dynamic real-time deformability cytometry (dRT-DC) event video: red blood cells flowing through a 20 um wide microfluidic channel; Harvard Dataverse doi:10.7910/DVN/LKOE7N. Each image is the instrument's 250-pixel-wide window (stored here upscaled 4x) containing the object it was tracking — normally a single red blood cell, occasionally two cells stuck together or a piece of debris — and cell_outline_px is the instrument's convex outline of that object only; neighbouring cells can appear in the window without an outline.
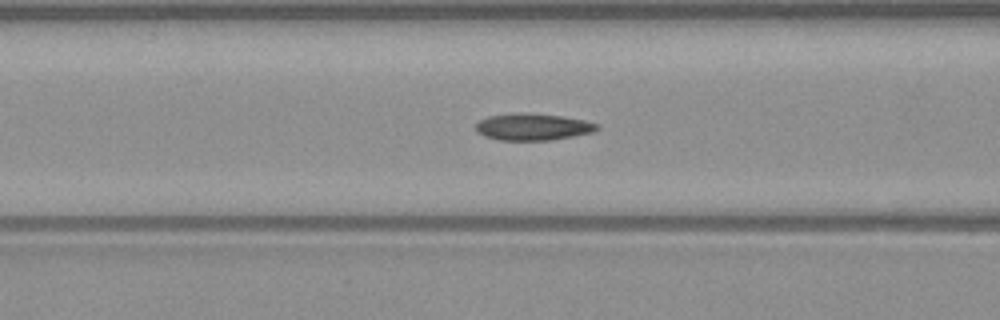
{"species": "common noctule bat (a hibernating species)", "species_latin": "Nyctalus noctula", "temperature_condition": "warm", "stored_images_in_passage": 51, "camera_frame_rate_fps": 3000, "um_per_image_px": 0.085, "animal": {"sex": "male", "body_mass_g": 23.1, "forearm_length_mm": 52.7}, "frame": {"image": 1, "passage_image": 20, "time_ms": 6.333, "image_size_px": [1000, 320], "cell_outline_px": [[600, 128], [592, 132], [552, 140], [496, 140], [484, 136], [476, 132], [476, 124], [480, 120], [488, 116], [516, 112], [520, 112], [564, 116], [584, 120], [600, 124]], "centroid_in_image_um": [45.28, 10.78], "position_along_channel_um": 121.3, "area_um2": 19.13}}
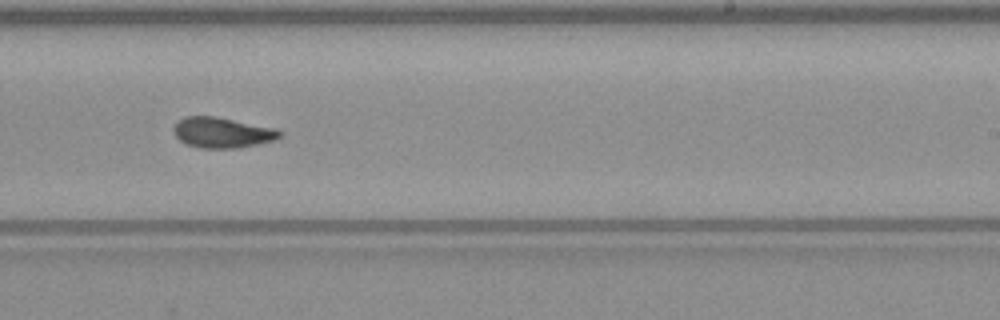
{"frame": {"image": 2, "passage_image": 31, "time_ms": 10.0, "image_size_px": [1000, 320], "cell_outline_px": [[280, 136], [272, 140], [256, 144], [236, 148], [200, 148], [188, 144], [180, 140], [172, 132], [172, 128], [184, 116], [216, 116], [276, 128], [280, 132]], "centroid_in_image_um": [18.84, 11.26], "position_along_channel_um": 270.2, "area_um2": 18.67}}
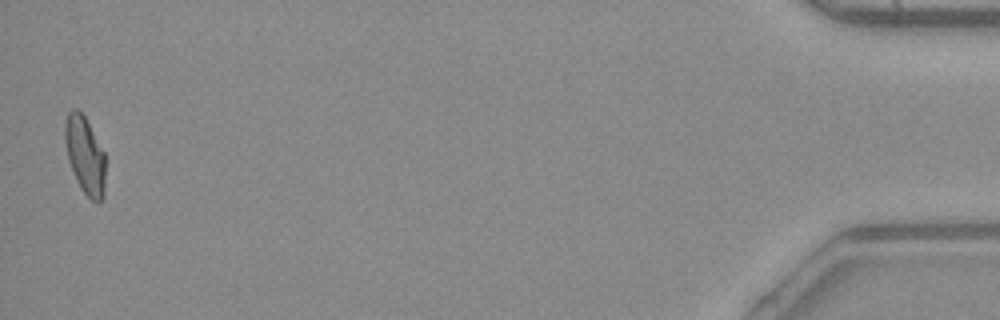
{"frame": {"image": 3, "passage_image": 50, "time_ms": 16.333, "image_size_px": [1000, 320], "cell_outline_px": [[104, 196], [96, 204], [80, 188], [76, 180], [68, 160], [64, 140], [64, 124], [68, 112], [72, 108], [76, 108], [84, 116], [104, 152]], "centroid_in_image_um": [7.19, 13.19], "position_along_channel_um": 428.0, "area_um2": 18.15}, "authors_computed_cell_mechanics": {"area_um2": 18.496, "velocity_mm_per_s": 4.061, "shape_relaxation_time_tau1_ms": null, "shape_relaxation_time_tau2_ms": 3.2766, "deformation_change_tau1": null, "deformation_change_tau2": 0.0779}}